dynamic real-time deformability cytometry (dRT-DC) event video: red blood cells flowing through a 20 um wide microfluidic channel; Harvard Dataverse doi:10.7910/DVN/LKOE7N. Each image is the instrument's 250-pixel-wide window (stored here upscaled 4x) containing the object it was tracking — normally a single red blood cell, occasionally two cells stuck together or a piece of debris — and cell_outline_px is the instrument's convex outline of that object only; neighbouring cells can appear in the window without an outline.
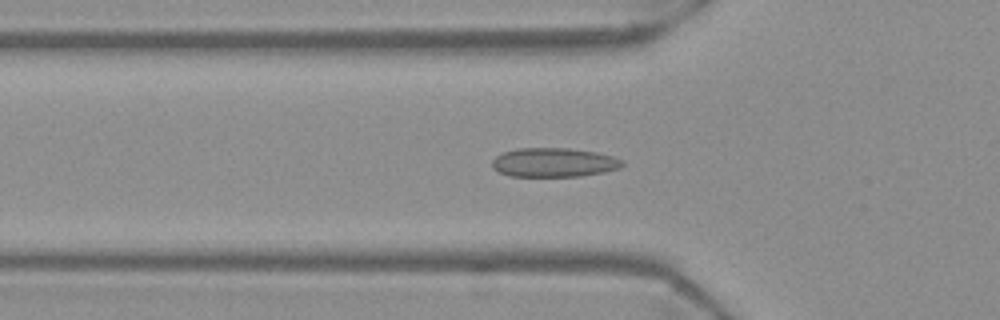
{"species": "Egyptian fruit bat (a non-hibernating species)", "species_latin": "Rousettus aegyptiacus", "temperature_condition": "warm", "stored_images_in_passage": 55, "camera_frame_rate_fps": 3000, "um_per_image_px": 0.085, "frame": {"image": 1, "passage_image": 18, "time_ms": 5.667, "image_size_px": [1000, 320], "cell_outline_px": [[624, 164], [620, 168], [604, 172], [580, 176], [512, 176], [500, 172], [492, 168], [492, 160], [496, 156], [504, 152], [516, 148], [568, 148], [596, 152], [612, 156], [624, 160]], "centroid_in_image_um": [47.09, 13.8], "position_along_channel_um": 78.7, "area_um2": 22.08}}
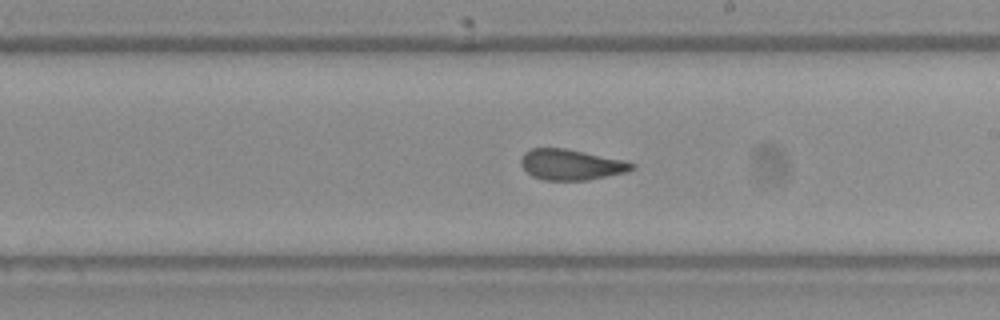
{"frame": {"image": 2, "passage_image": 31, "time_ms": 10.0, "image_size_px": [1000, 320], "cell_outline_px": [[636, 168], [628, 172], [588, 180], [544, 180], [532, 176], [520, 164], [520, 160], [524, 152], [532, 148], [564, 148], [624, 160], [636, 164]], "centroid_in_image_um": [48.56, 14.0], "position_along_channel_um": 240.4, "area_um2": 19.88}}
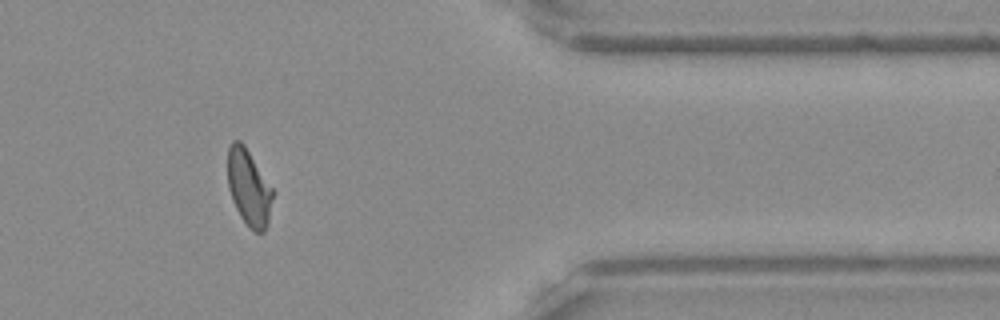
{"frame": {"image": 3, "passage_image": 45, "time_ms": 14.667, "image_size_px": [1000, 320], "cell_outline_px": [[272, 196], [268, 224], [264, 232], [256, 232], [248, 228], [240, 216], [232, 200], [228, 188], [228, 148], [232, 140], [240, 140], [244, 144], [272, 188]], "centroid_in_image_um": [21.13, 15.96], "position_along_channel_um": 390.3, "area_um2": 19.88}, "authors_computed_cell_mechanics": {"area_um2": 20.5768, "velocity_mm_per_s": 3.7076, "shape_relaxation_time_tau1_ms": null, "shape_relaxation_time_tau2_ms": 1.4494, "deformation_change_tau1": null, "deformation_change_tau2": 0.0677}}